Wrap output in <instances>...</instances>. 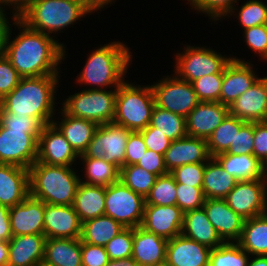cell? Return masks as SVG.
I'll use <instances>...</instances> for the list:
<instances>
[{
  "label": "cell",
  "instance_id": "cell-1",
  "mask_svg": "<svg viewBox=\"0 0 267 266\" xmlns=\"http://www.w3.org/2000/svg\"><path fill=\"white\" fill-rule=\"evenodd\" d=\"M20 30L11 39L10 27L4 54L21 77L60 75L59 65L65 59V45L55 38L29 28L20 19L12 22Z\"/></svg>",
  "mask_w": 267,
  "mask_h": 266
},
{
  "label": "cell",
  "instance_id": "cell-2",
  "mask_svg": "<svg viewBox=\"0 0 267 266\" xmlns=\"http://www.w3.org/2000/svg\"><path fill=\"white\" fill-rule=\"evenodd\" d=\"M59 77H22L18 85L0 101V107L6 113L36 118L43 126L52 123L57 110L55 95Z\"/></svg>",
  "mask_w": 267,
  "mask_h": 266
},
{
  "label": "cell",
  "instance_id": "cell-3",
  "mask_svg": "<svg viewBox=\"0 0 267 266\" xmlns=\"http://www.w3.org/2000/svg\"><path fill=\"white\" fill-rule=\"evenodd\" d=\"M124 43L110 42L88 55L83 70L77 76L79 84L95 86L86 89L118 88L124 81L132 53Z\"/></svg>",
  "mask_w": 267,
  "mask_h": 266
},
{
  "label": "cell",
  "instance_id": "cell-4",
  "mask_svg": "<svg viewBox=\"0 0 267 266\" xmlns=\"http://www.w3.org/2000/svg\"><path fill=\"white\" fill-rule=\"evenodd\" d=\"M74 170L36 161L29 168L30 196L50 205H73L80 183Z\"/></svg>",
  "mask_w": 267,
  "mask_h": 266
},
{
  "label": "cell",
  "instance_id": "cell-5",
  "mask_svg": "<svg viewBox=\"0 0 267 266\" xmlns=\"http://www.w3.org/2000/svg\"><path fill=\"white\" fill-rule=\"evenodd\" d=\"M89 13L78 0H34L19 19L29 28L51 36Z\"/></svg>",
  "mask_w": 267,
  "mask_h": 266
},
{
  "label": "cell",
  "instance_id": "cell-6",
  "mask_svg": "<svg viewBox=\"0 0 267 266\" xmlns=\"http://www.w3.org/2000/svg\"><path fill=\"white\" fill-rule=\"evenodd\" d=\"M154 105L151 85L137 86L124 81L117 88L113 122L129 131H141L150 124Z\"/></svg>",
  "mask_w": 267,
  "mask_h": 266
},
{
  "label": "cell",
  "instance_id": "cell-7",
  "mask_svg": "<svg viewBox=\"0 0 267 266\" xmlns=\"http://www.w3.org/2000/svg\"><path fill=\"white\" fill-rule=\"evenodd\" d=\"M111 89H85L74 93L65 99L61 109L68 115L97 125L113 122L117 89Z\"/></svg>",
  "mask_w": 267,
  "mask_h": 266
},
{
  "label": "cell",
  "instance_id": "cell-8",
  "mask_svg": "<svg viewBox=\"0 0 267 266\" xmlns=\"http://www.w3.org/2000/svg\"><path fill=\"white\" fill-rule=\"evenodd\" d=\"M41 130L5 128L0 124V163L29 169L37 160Z\"/></svg>",
  "mask_w": 267,
  "mask_h": 266
},
{
  "label": "cell",
  "instance_id": "cell-9",
  "mask_svg": "<svg viewBox=\"0 0 267 266\" xmlns=\"http://www.w3.org/2000/svg\"><path fill=\"white\" fill-rule=\"evenodd\" d=\"M144 207L145 198L128 188L121 180L105 187V215L125 228L141 226Z\"/></svg>",
  "mask_w": 267,
  "mask_h": 266
},
{
  "label": "cell",
  "instance_id": "cell-10",
  "mask_svg": "<svg viewBox=\"0 0 267 266\" xmlns=\"http://www.w3.org/2000/svg\"><path fill=\"white\" fill-rule=\"evenodd\" d=\"M184 52V53H183ZM182 53H177L174 74L190 83L214 73H223L231 57L222 56L221 53L210 48L186 45Z\"/></svg>",
  "mask_w": 267,
  "mask_h": 266
},
{
  "label": "cell",
  "instance_id": "cell-11",
  "mask_svg": "<svg viewBox=\"0 0 267 266\" xmlns=\"http://www.w3.org/2000/svg\"><path fill=\"white\" fill-rule=\"evenodd\" d=\"M131 132L114 122L98 125L86 151L79 157L104 158L121 169L125 166V149Z\"/></svg>",
  "mask_w": 267,
  "mask_h": 266
},
{
  "label": "cell",
  "instance_id": "cell-12",
  "mask_svg": "<svg viewBox=\"0 0 267 266\" xmlns=\"http://www.w3.org/2000/svg\"><path fill=\"white\" fill-rule=\"evenodd\" d=\"M171 75L151 85L155 105L186 118L200 100L190 82Z\"/></svg>",
  "mask_w": 267,
  "mask_h": 266
},
{
  "label": "cell",
  "instance_id": "cell-13",
  "mask_svg": "<svg viewBox=\"0 0 267 266\" xmlns=\"http://www.w3.org/2000/svg\"><path fill=\"white\" fill-rule=\"evenodd\" d=\"M225 200L245 220L263 215L267 213V182L264 179L238 181Z\"/></svg>",
  "mask_w": 267,
  "mask_h": 266
},
{
  "label": "cell",
  "instance_id": "cell-14",
  "mask_svg": "<svg viewBox=\"0 0 267 266\" xmlns=\"http://www.w3.org/2000/svg\"><path fill=\"white\" fill-rule=\"evenodd\" d=\"M79 155L72 148L60 130L53 124L42 127L38 138V162L48 165L71 167Z\"/></svg>",
  "mask_w": 267,
  "mask_h": 266
},
{
  "label": "cell",
  "instance_id": "cell-15",
  "mask_svg": "<svg viewBox=\"0 0 267 266\" xmlns=\"http://www.w3.org/2000/svg\"><path fill=\"white\" fill-rule=\"evenodd\" d=\"M223 70L220 102L231 105L240 95L247 91L260 77L256 75L250 61L231 57Z\"/></svg>",
  "mask_w": 267,
  "mask_h": 266
},
{
  "label": "cell",
  "instance_id": "cell-16",
  "mask_svg": "<svg viewBox=\"0 0 267 266\" xmlns=\"http://www.w3.org/2000/svg\"><path fill=\"white\" fill-rule=\"evenodd\" d=\"M184 212L177 205L145 204L141 227L170 240L181 234Z\"/></svg>",
  "mask_w": 267,
  "mask_h": 266
},
{
  "label": "cell",
  "instance_id": "cell-17",
  "mask_svg": "<svg viewBox=\"0 0 267 266\" xmlns=\"http://www.w3.org/2000/svg\"><path fill=\"white\" fill-rule=\"evenodd\" d=\"M82 222L73 205L45 203L44 234L46 238H81Z\"/></svg>",
  "mask_w": 267,
  "mask_h": 266
},
{
  "label": "cell",
  "instance_id": "cell-18",
  "mask_svg": "<svg viewBox=\"0 0 267 266\" xmlns=\"http://www.w3.org/2000/svg\"><path fill=\"white\" fill-rule=\"evenodd\" d=\"M45 203L30 195L21 203L9 207L12 236L44 234Z\"/></svg>",
  "mask_w": 267,
  "mask_h": 266
},
{
  "label": "cell",
  "instance_id": "cell-19",
  "mask_svg": "<svg viewBox=\"0 0 267 266\" xmlns=\"http://www.w3.org/2000/svg\"><path fill=\"white\" fill-rule=\"evenodd\" d=\"M203 208L224 242H237L240 239L245 219L235 213L225 199H205Z\"/></svg>",
  "mask_w": 267,
  "mask_h": 266
},
{
  "label": "cell",
  "instance_id": "cell-20",
  "mask_svg": "<svg viewBox=\"0 0 267 266\" xmlns=\"http://www.w3.org/2000/svg\"><path fill=\"white\" fill-rule=\"evenodd\" d=\"M210 158L206 139L186 135L171 141L164 154V164L168 173H170L177 167L185 164L207 162Z\"/></svg>",
  "mask_w": 267,
  "mask_h": 266
},
{
  "label": "cell",
  "instance_id": "cell-21",
  "mask_svg": "<svg viewBox=\"0 0 267 266\" xmlns=\"http://www.w3.org/2000/svg\"><path fill=\"white\" fill-rule=\"evenodd\" d=\"M228 114L221 102H200L186 117L187 135L207 139Z\"/></svg>",
  "mask_w": 267,
  "mask_h": 266
},
{
  "label": "cell",
  "instance_id": "cell-22",
  "mask_svg": "<svg viewBox=\"0 0 267 266\" xmlns=\"http://www.w3.org/2000/svg\"><path fill=\"white\" fill-rule=\"evenodd\" d=\"M229 114L246 122L267 121V90L260 78L229 105Z\"/></svg>",
  "mask_w": 267,
  "mask_h": 266
},
{
  "label": "cell",
  "instance_id": "cell-23",
  "mask_svg": "<svg viewBox=\"0 0 267 266\" xmlns=\"http://www.w3.org/2000/svg\"><path fill=\"white\" fill-rule=\"evenodd\" d=\"M29 195V169L0 163V204L12 207Z\"/></svg>",
  "mask_w": 267,
  "mask_h": 266
},
{
  "label": "cell",
  "instance_id": "cell-24",
  "mask_svg": "<svg viewBox=\"0 0 267 266\" xmlns=\"http://www.w3.org/2000/svg\"><path fill=\"white\" fill-rule=\"evenodd\" d=\"M211 249L180 234L168 240L166 261L170 266H208Z\"/></svg>",
  "mask_w": 267,
  "mask_h": 266
},
{
  "label": "cell",
  "instance_id": "cell-25",
  "mask_svg": "<svg viewBox=\"0 0 267 266\" xmlns=\"http://www.w3.org/2000/svg\"><path fill=\"white\" fill-rule=\"evenodd\" d=\"M45 241V234L13 236L7 266H37L44 259Z\"/></svg>",
  "mask_w": 267,
  "mask_h": 266
},
{
  "label": "cell",
  "instance_id": "cell-26",
  "mask_svg": "<svg viewBox=\"0 0 267 266\" xmlns=\"http://www.w3.org/2000/svg\"><path fill=\"white\" fill-rule=\"evenodd\" d=\"M167 242L163 237L138 226L133 228L132 258L139 266H150L166 260Z\"/></svg>",
  "mask_w": 267,
  "mask_h": 266
},
{
  "label": "cell",
  "instance_id": "cell-27",
  "mask_svg": "<svg viewBox=\"0 0 267 266\" xmlns=\"http://www.w3.org/2000/svg\"><path fill=\"white\" fill-rule=\"evenodd\" d=\"M181 234L209 247L210 249L219 247L224 243L208 219L204 208L184 213Z\"/></svg>",
  "mask_w": 267,
  "mask_h": 266
},
{
  "label": "cell",
  "instance_id": "cell-28",
  "mask_svg": "<svg viewBox=\"0 0 267 266\" xmlns=\"http://www.w3.org/2000/svg\"><path fill=\"white\" fill-rule=\"evenodd\" d=\"M62 120L52 123L60 130L78 155H82L90 143L98 125L92 121L74 117L60 111Z\"/></svg>",
  "mask_w": 267,
  "mask_h": 266
},
{
  "label": "cell",
  "instance_id": "cell-29",
  "mask_svg": "<svg viewBox=\"0 0 267 266\" xmlns=\"http://www.w3.org/2000/svg\"><path fill=\"white\" fill-rule=\"evenodd\" d=\"M43 261L54 266H82L81 239L46 238Z\"/></svg>",
  "mask_w": 267,
  "mask_h": 266
},
{
  "label": "cell",
  "instance_id": "cell-30",
  "mask_svg": "<svg viewBox=\"0 0 267 266\" xmlns=\"http://www.w3.org/2000/svg\"><path fill=\"white\" fill-rule=\"evenodd\" d=\"M73 207L81 222L105 215V186L79 183Z\"/></svg>",
  "mask_w": 267,
  "mask_h": 266
},
{
  "label": "cell",
  "instance_id": "cell-31",
  "mask_svg": "<svg viewBox=\"0 0 267 266\" xmlns=\"http://www.w3.org/2000/svg\"><path fill=\"white\" fill-rule=\"evenodd\" d=\"M238 180L211 157L205 162L202 191L205 199H225Z\"/></svg>",
  "mask_w": 267,
  "mask_h": 266
},
{
  "label": "cell",
  "instance_id": "cell-32",
  "mask_svg": "<svg viewBox=\"0 0 267 266\" xmlns=\"http://www.w3.org/2000/svg\"><path fill=\"white\" fill-rule=\"evenodd\" d=\"M229 174L238 181L263 179L262 163L253 154H229L214 157Z\"/></svg>",
  "mask_w": 267,
  "mask_h": 266
},
{
  "label": "cell",
  "instance_id": "cell-33",
  "mask_svg": "<svg viewBox=\"0 0 267 266\" xmlns=\"http://www.w3.org/2000/svg\"><path fill=\"white\" fill-rule=\"evenodd\" d=\"M237 243L250 256H267V213L246 219Z\"/></svg>",
  "mask_w": 267,
  "mask_h": 266
},
{
  "label": "cell",
  "instance_id": "cell-34",
  "mask_svg": "<svg viewBox=\"0 0 267 266\" xmlns=\"http://www.w3.org/2000/svg\"><path fill=\"white\" fill-rule=\"evenodd\" d=\"M125 227L107 215H101L82 223L81 241L91 245L105 246Z\"/></svg>",
  "mask_w": 267,
  "mask_h": 266
},
{
  "label": "cell",
  "instance_id": "cell-35",
  "mask_svg": "<svg viewBox=\"0 0 267 266\" xmlns=\"http://www.w3.org/2000/svg\"><path fill=\"white\" fill-rule=\"evenodd\" d=\"M85 166V180L80 182L88 185L109 186L120 180V169L104 158L79 157Z\"/></svg>",
  "mask_w": 267,
  "mask_h": 266
},
{
  "label": "cell",
  "instance_id": "cell-36",
  "mask_svg": "<svg viewBox=\"0 0 267 266\" xmlns=\"http://www.w3.org/2000/svg\"><path fill=\"white\" fill-rule=\"evenodd\" d=\"M246 123V121L228 114L222 123L206 139L207 149L210 157H215L229 149L231 142H234L236 131Z\"/></svg>",
  "mask_w": 267,
  "mask_h": 266
},
{
  "label": "cell",
  "instance_id": "cell-37",
  "mask_svg": "<svg viewBox=\"0 0 267 266\" xmlns=\"http://www.w3.org/2000/svg\"><path fill=\"white\" fill-rule=\"evenodd\" d=\"M150 125L158 128L171 141L187 135L186 118L154 105Z\"/></svg>",
  "mask_w": 267,
  "mask_h": 266
},
{
  "label": "cell",
  "instance_id": "cell-38",
  "mask_svg": "<svg viewBox=\"0 0 267 266\" xmlns=\"http://www.w3.org/2000/svg\"><path fill=\"white\" fill-rule=\"evenodd\" d=\"M250 255L237 242L211 249L208 266H248Z\"/></svg>",
  "mask_w": 267,
  "mask_h": 266
},
{
  "label": "cell",
  "instance_id": "cell-39",
  "mask_svg": "<svg viewBox=\"0 0 267 266\" xmlns=\"http://www.w3.org/2000/svg\"><path fill=\"white\" fill-rule=\"evenodd\" d=\"M157 177L138 165H125L120 169V180L144 198L149 194Z\"/></svg>",
  "mask_w": 267,
  "mask_h": 266
},
{
  "label": "cell",
  "instance_id": "cell-40",
  "mask_svg": "<svg viewBox=\"0 0 267 266\" xmlns=\"http://www.w3.org/2000/svg\"><path fill=\"white\" fill-rule=\"evenodd\" d=\"M176 197V182L174 177L168 173L157 177L145 198V204L176 205Z\"/></svg>",
  "mask_w": 267,
  "mask_h": 266
},
{
  "label": "cell",
  "instance_id": "cell-41",
  "mask_svg": "<svg viewBox=\"0 0 267 266\" xmlns=\"http://www.w3.org/2000/svg\"><path fill=\"white\" fill-rule=\"evenodd\" d=\"M187 2L192 5L191 9H195L198 13H205L210 19L213 18L214 22L225 16L234 15L235 10L239 9L235 6L237 0H187Z\"/></svg>",
  "mask_w": 267,
  "mask_h": 266
},
{
  "label": "cell",
  "instance_id": "cell-42",
  "mask_svg": "<svg viewBox=\"0 0 267 266\" xmlns=\"http://www.w3.org/2000/svg\"><path fill=\"white\" fill-rule=\"evenodd\" d=\"M223 73L204 75L192 82V86L200 102H220Z\"/></svg>",
  "mask_w": 267,
  "mask_h": 266
},
{
  "label": "cell",
  "instance_id": "cell-43",
  "mask_svg": "<svg viewBox=\"0 0 267 266\" xmlns=\"http://www.w3.org/2000/svg\"><path fill=\"white\" fill-rule=\"evenodd\" d=\"M237 13L243 29L267 24V5L261 0H247Z\"/></svg>",
  "mask_w": 267,
  "mask_h": 266
},
{
  "label": "cell",
  "instance_id": "cell-44",
  "mask_svg": "<svg viewBox=\"0 0 267 266\" xmlns=\"http://www.w3.org/2000/svg\"><path fill=\"white\" fill-rule=\"evenodd\" d=\"M176 205L185 213L203 208L205 197L202 187H193L176 182Z\"/></svg>",
  "mask_w": 267,
  "mask_h": 266
},
{
  "label": "cell",
  "instance_id": "cell-45",
  "mask_svg": "<svg viewBox=\"0 0 267 266\" xmlns=\"http://www.w3.org/2000/svg\"><path fill=\"white\" fill-rule=\"evenodd\" d=\"M104 247L110 260L132 257L133 228H125Z\"/></svg>",
  "mask_w": 267,
  "mask_h": 266
},
{
  "label": "cell",
  "instance_id": "cell-46",
  "mask_svg": "<svg viewBox=\"0 0 267 266\" xmlns=\"http://www.w3.org/2000/svg\"><path fill=\"white\" fill-rule=\"evenodd\" d=\"M205 171V162L185 164L175 168L170 174L175 182L193 187H202Z\"/></svg>",
  "mask_w": 267,
  "mask_h": 266
},
{
  "label": "cell",
  "instance_id": "cell-47",
  "mask_svg": "<svg viewBox=\"0 0 267 266\" xmlns=\"http://www.w3.org/2000/svg\"><path fill=\"white\" fill-rule=\"evenodd\" d=\"M254 139V122H246L239 131H236L234 142H231L229 154H252Z\"/></svg>",
  "mask_w": 267,
  "mask_h": 266
},
{
  "label": "cell",
  "instance_id": "cell-48",
  "mask_svg": "<svg viewBox=\"0 0 267 266\" xmlns=\"http://www.w3.org/2000/svg\"><path fill=\"white\" fill-rule=\"evenodd\" d=\"M21 78L5 54H0V101L18 85Z\"/></svg>",
  "mask_w": 267,
  "mask_h": 266
},
{
  "label": "cell",
  "instance_id": "cell-49",
  "mask_svg": "<svg viewBox=\"0 0 267 266\" xmlns=\"http://www.w3.org/2000/svg\"><path fill=\"white\" fill-rule=\"evenodd\" d=\"M243 30L247 46L258 53L263 60H267V24Z\"/></svg>",
  "mask_w": 267,
  "mask_h": 266
},
{
  "label": "cell",
  "instance_id": "cell-50",
  "mask_svg": "<svg viewBox=\"0 0 267 266\" xmlns=\"http://www.w3.org/2000/svg\"><path fill=\"white\" fill-rule=\"evenodd\" d=\"M139 132L142 134L148 150L164 155L171 144V140L164 133L150 124Z\"/></svg>",
  "mask_w": 267,
  "mask_h": 266
},
{
  "label": "cell",
  "instance_id": "cell-51",
  "mask_svg": "<svg viewBox=\"0 0 267 266\" xmlns=\"http://www.w3.org/2000/svg\"><path fill=\"white\" fill-rule=\"evenodd\" d=\"M146 150L147 146L142 134L139 131H132L126 144L125 165H136Z\"/></svg>",
  "mask_w": 267,
  "mask_h": 266
},
{
  "label": "cell",
  "instance_id": "cell-52",
  "mask_svg": "<svg viewBox=\"0 0 267 266\" xmlns=\"http://www.w3.org/2000/svg\"><path fill=\"white\" fill-rule=\"evenodd\" d=\"M82 266H106L110 261L104 246L81 241Z\"/></svg>",
  "mask_w": 267,
  "mask_h": 266
},
{
  "label": "cell",
  "instance_id": "cell-53",
  "mask_svg": "<svg viewBox=\"0 0 267 266\" xmlns=\"http://www.w3.org/2000/svg\"><path fill=\"white\" fill-rule=\"evenodd\" d=\"M0 124L5 128L42 129L43 125L31 116H16L0 107Z\"/></svg>",
  "mask_w": 267,
  "mask_h": 266
},
{
  "label": "cell",
  "instance_id": "cell-54",
  "mask_svg": "<svg viewBox=\"0 0 267 266\" xmlns=\"http://www.w3.org/2000/svg\"><path fill=\"white\" fill-rule=\"evenodd\" d=\"M136 165L144 168L146 171L156 176L168 174V171L164 164V155L148 149L146 150L145 154H143V156L139 159Z\"/></svg>",
  "mask_w": 267,
  "mask_h": 266
},
{
  "label": "cell",
  "instance_id": "cell-55",
  "mask_svg": "<svg viewBox=\"0 0 267 266\" xmlns=\"http://www.w3.org/2000/svg\"><path fill=\"white\" fill-rule=\"evenodd\" d=\"M261 163L267 159V121L254 122L253 153Z\"/></svg>",
  "mask_w": 267,
  "mask_h": 266
},
{
  "label": "cell",
  "instance_id": "cell-56",
  "mask_svg": "<svg viewBox=\"0 0 267 266\" xmlns=\"http://www.w3.org/2000/svg\"><path fill=\"white\" fill-rule=\"evenodd\" d=\"M34 0H0V8L5 10V6L13 8L12 11V20L19 19L32 5ZM11 5V6H10Z\"/></svg>",
  "mask_w": 267,
  "mask_h": 266
},
{
  "label": "cell",
  "instance_id": "cell-57",
  "mask_svg": "<svg viewBox=\"0 0 267 266\" xmlns=\"http://www.w3.org/2000/svg\"><path fill=\"white\" fill-rule=\"evenodd\" d=\"M12 237L9 207L0 204V240L9 241Z\"/></svg>",
  "mask_w": 267,
  "mask_h": 266
},
{
  "label": "cell",
  "instance_id": "cell-58",
  "mask_svg": "<svg viewBox=\"0 0 267 266\" xmlns=\"http://www.w3.org/2000/svg\"><path fill=\"white\" fill-rule=\"evenodd\" d=\"M5 10L0 8V54L4 53L7 35L11 24H9L8 17L6 16Z\"/></svg>",
  "mask_w": 267,
  "mask_h": 266
},
{
  "label": "cell",
  "instance_id": "cell-59",
  "mask_svg": "<svg viewBox=\"0 0 267 266\" xmlns=\"http://www.w3.org/2000/svg\"><path fill=\"white\" fill-rule=\"evenodd\" d=\"M80 3H82L89 11L92 13L95 11H98L101 8L103 9L106 5L108 7L109 4H113L114 0H78Z\"/></svg>",
  "mask_w": 267,
  "mask_h": 266
},
{
  "label": "cell",
  "instance_id": "cell-60",
  "mask_svg": "<svg viewBox=\"0 0 267 266\" xmlns=\"http://www.w3.org/2000/svg\"><path fill=\"white\" fill-rule=\"evenodd\" d=\"M9 241L0 240V266H7Z\"/></svg>",
  "mask_w": 267,
  "mask_h": 266
},
{
  "label": "cell",
  "instance_id": "cell-61",
  "mask_svg": "<svg viewBox=\"0 0 267 266\" xmlns=\"http://www.w3.org/2000/svg\"><path fill=\"white\" fill-rule=\"evenodd\" d=\"M106 266H139V265L132 257H129L118 260H110Z\"/></svg>",
  "mask_w": 267,
  "mask_h": 266
},
{
  "label": "cell",
  "instance_id": "cell-62",
  "mask_svg": "<svg viewBox=\"0 0 267 266\" xmlns=\"http://www.w3.org/2000/svg\"><path fill=\"white\" fill-rule=\"evenodd\" d=\"M252 257L253 258L249 259L248 266H267V256L259 255Z\"/></svg>",
  "mask_w": 267,
  "mask_h": 266
},
{
  "label": "cell",
  "instance_id": "cell-63",
  "mask_svg": "<svg viewBox=\"0 0 267 266\" xmlns=\"http://www.w3.org/2000/svg\"><path fill=\"white\" fill-rule=\"evenodd\" d=\"M263 179L267 182V159L262 163Z\"/></svg>",
  "mask_w": 267,
  "mask_h": 266
},
{
  "label": "cell",
  "instance_id": "cell-64",
  "mask_svg": "<svg viewBox=\"0 0 267 266\" xmlns=\"http://www.w3.org/2000/svg\"><path fill=\"white\" fill-rule=\"evenodd\" d=\"M150 266H170V265L168 264V262L166 260H164L163 262L156 263V264L150 265Z\"/></svg>",
  "mask_w": 267,
  "mask_h": 266
},
{
  "label": "cell",
  "instance_id": "cell-65",
  "mask_svg": "<svg viewBox=\"0 0 267 266\" xmlns=\"http://www.w3.org/2000/svg\"><path fill=\"white\" fill-rule=\"evenodd\" d=\"M37 266H54V265L48 264L42 260Z\"/></svg>",
  "mask_w": 267,
  "mask_h": 266
},
{
  "label": "cell",
  "instance_id": "cell-66",
  "mask_svg": "<svg viewBox=\"0 0 267 266\" xmlns=\"http://www.w3.org/2000/svg\"><path fill=\"white\" fill-rule=\"evenodd\" d=\"M260 79H261V80L263 81V83L265 84V87H266V90H267V77L264 76L263 78L261 77Z\"/></svg>",
  "mask_w": 267,
  "mask_h": 266
}]
</instances>
